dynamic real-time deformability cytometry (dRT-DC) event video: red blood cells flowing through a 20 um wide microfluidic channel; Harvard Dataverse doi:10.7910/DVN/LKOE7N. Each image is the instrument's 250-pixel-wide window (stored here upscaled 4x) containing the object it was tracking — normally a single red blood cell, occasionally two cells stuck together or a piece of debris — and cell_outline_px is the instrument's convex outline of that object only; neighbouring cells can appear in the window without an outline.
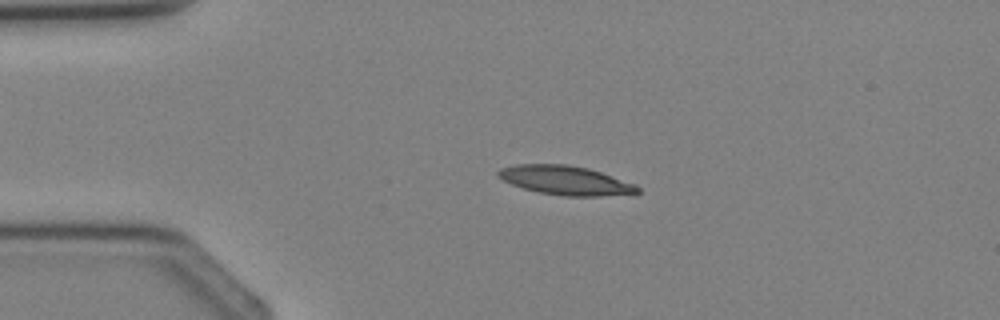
{"species": "Egyptian fruit bat (a non-hibernating species)", "species_latin": "Rousettus aegyptiacus", "temperature_condition": "cold", "stored_images_in_passage": 3, "camera_frame_rate_fps": 3000, "um_per_image_px": 0.085, "animal": {"sex": "female"}, "frame": {"image": 1, "passage_image": 3, "time_ms": 2.333, "image_size_px": [1000, 320], "cell_outline_px": [[640, 192], [636, 196], [564, 196], [540, 192], [524, 188], [512, 184], [496, 176], [496, 172], [500, 168], [516, 164], [568, 164], [588, 168], [636, 184], [640, 188]], "centroid_in_image_um": [48.15, 15.34], "position_along_channel_um": 36.8, "area_um2": 23.99}}